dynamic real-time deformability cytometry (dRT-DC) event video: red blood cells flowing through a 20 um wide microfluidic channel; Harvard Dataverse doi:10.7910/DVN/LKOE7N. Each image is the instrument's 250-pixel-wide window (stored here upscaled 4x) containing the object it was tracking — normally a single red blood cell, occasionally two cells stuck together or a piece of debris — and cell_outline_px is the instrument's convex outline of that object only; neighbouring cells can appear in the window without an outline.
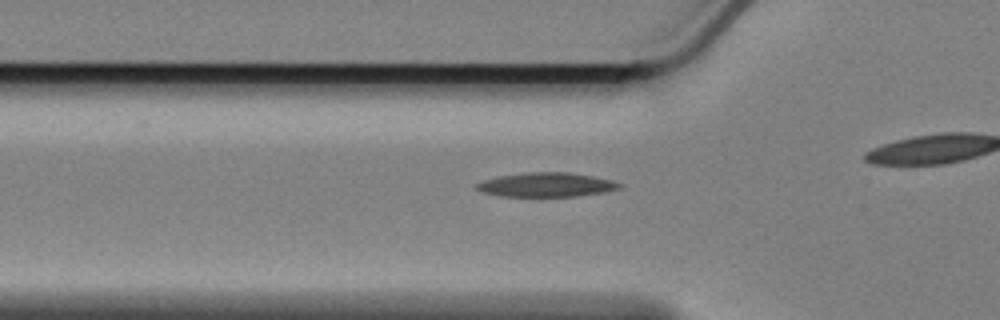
{"species": "Egyptian fruit bat (a non-hibernating species)", "species_latin": "Rousettus aegyptiacus", "temperature_condition": "cold", "stored_images_in_passage": 45, "camera_frame_rate_fps": 3000, "um_per_image_px": 0.085, "animal": {"sex": "female"}, "frame": {"image": 1, "passage_image": 18, "time_ms": 5.667, "image_size_px": [1000, 320], "cell_outline_px": [[624, 184], [620, 188], [604, 192], [576, 196], [500, 196], [484, 192], [476, 188], [476, 184], [484, 180], [500, 176], [524, 172], [568, 172], [592, 176], [612, 180]], "centroid_in_image_um": [46.47, 15.7], "position_along_channel_um": 79.3, "area_um2": 20.0}}
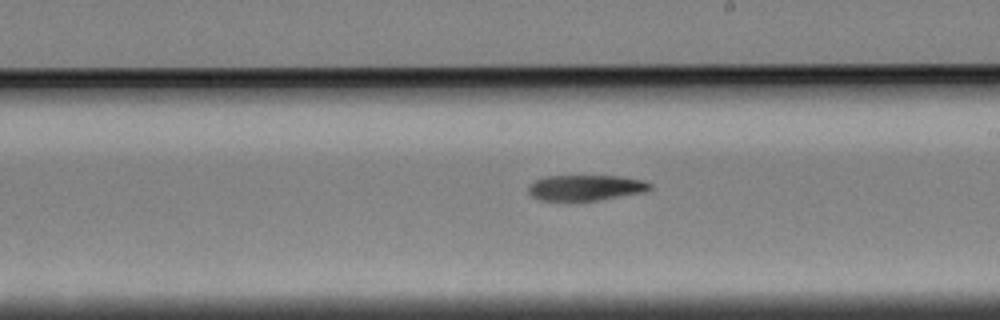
{"frame": {"image": 2, "passage_image": 32, "time_ms": 10.333, "image_size_px": [1000, 320], "cell_outline_px": [[652, 188], [644, 192], [596, 200], [540, 200], [532, 196], [528, 192], [528, 188], [536, 180], [544, 176], [620, 176], [644, 180], [652, 184]], "centroid_in_image_um": [49.81, 15.94], "position_along_channel_um": 239.2, "area_um2": 17.98}}
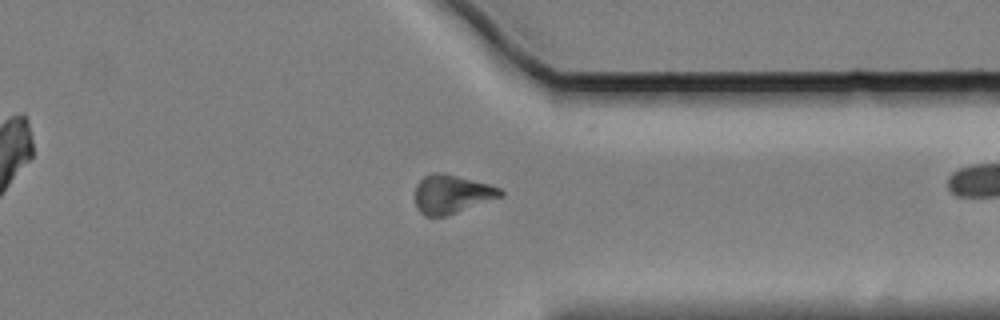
{"frame": {"image": 3, "passage_image": 44, "time_ms": 14.333, "image_size_px": [1000, 320], "cell_outline_px": [[504, 196], [444, 216], [424, 216], [416, 208], [416, 184], [424, 176], [432, 172], [444, 172], [488, 184], [500, 188], [504, 192]], "centroid_in_image_um": [38.39, 16.48], "position_along_channel_um": 373.0, "area_um2": 19.19}}